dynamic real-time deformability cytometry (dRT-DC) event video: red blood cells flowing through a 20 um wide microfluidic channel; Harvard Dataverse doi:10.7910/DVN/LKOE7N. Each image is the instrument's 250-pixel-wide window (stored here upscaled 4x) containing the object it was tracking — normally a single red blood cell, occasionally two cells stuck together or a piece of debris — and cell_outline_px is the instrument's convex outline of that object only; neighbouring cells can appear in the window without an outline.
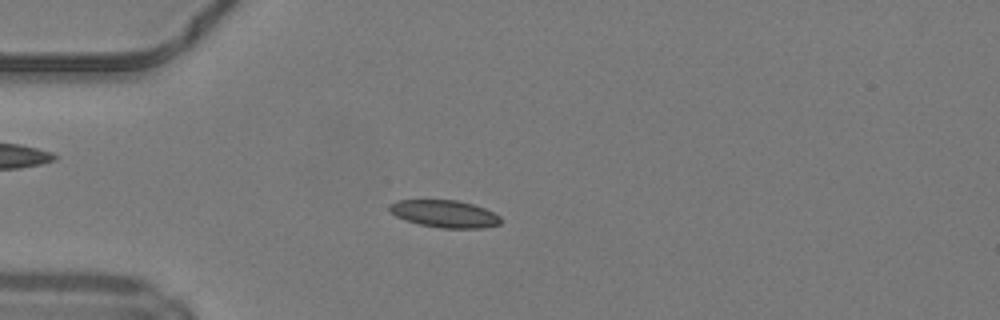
{"species": "common noctule bat (a hibernating species)", "species_latin": "Nyctalus noctula", "temperature_condition": "warm", "stored_images_in_passage": 49, "camera_frame_rate_fps": 3000, "um_per_image_px": 0.085, "animal": {"sex": "male", "body_mass_g": 19.2, "forearm_length_mm": 51.8}, "frame": {"image": 1, "passage_image": 13, "time_ms": 4.0, "image_size_px": [1000, 320], "cell_outline_px": [[500, 224], [484, 228], [440, 228], [420, 224], [396, 216], [388, 208], [388, 204], [396, 200], [456, 200], [472, 204], [484, 208], [500, 216]], "centroid_in_image_um": [37.79, 18.17], "position_along_channel_um": 47.2, "area_um2": 17.57}}
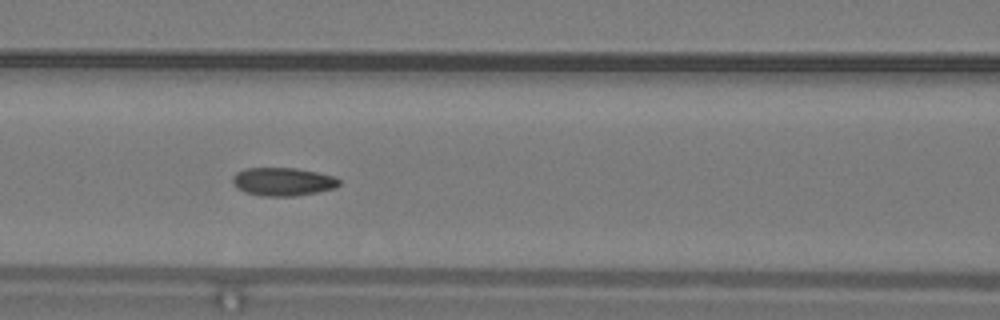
{"frame": {"image": 2, "passage_image": 21, "time_ms": 6.667, "image_size_px": [1000, 320], "cell_outline_px": [[340, 184], [336, 188], [296, 196], [260, 196], [244, 192], [236, 188], [232, 180], [232, 176], [236, 172], [244, 168], [296, 168], [316, 172], [332, 176], [340, 180]], "centroid_in_image_um": [24.01, 15.44], "position_along_channel_um": 142.6, "area_um2": 17.63}}
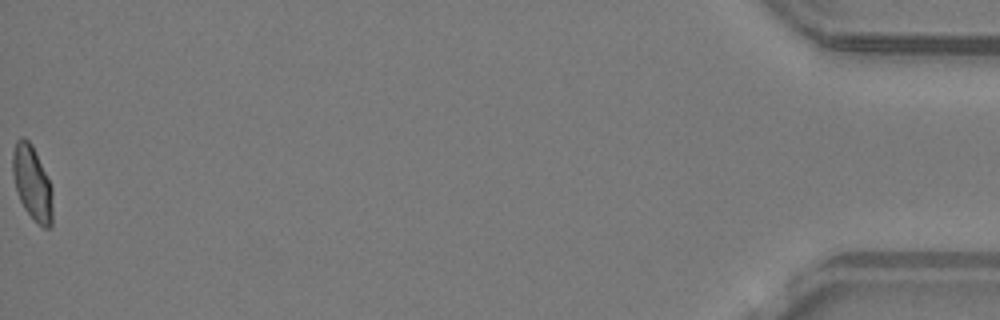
{"frame": {"image": 3, "passage_image": 49, "time_ms": 16.0, "image_size_px": [1000, 320], "cell_outline_px": [[52, 228], [44, 228], [24, 208], [20, 200], [16, 188], [12, 172], [12, 152], [16, 140], [20, 136], [24, 136], [32, 144], [52, 188]], "centroid_in_image_um": [2.72, 15.51], "position_along_channel_um": 432.5, "area_um2": 17.17}, "authors_computed_cell_mechanics": {"area_um2": 17.1666, "velocity_mm_per_s": 4.2055, "shape_relaxation_time_tau1_ms": 5.6559, "shape_relaxation_time_tau2_ms": 1.454, "deformation_change_tau1": 0.1531, "deformation_change_tau2": 0.0544}}